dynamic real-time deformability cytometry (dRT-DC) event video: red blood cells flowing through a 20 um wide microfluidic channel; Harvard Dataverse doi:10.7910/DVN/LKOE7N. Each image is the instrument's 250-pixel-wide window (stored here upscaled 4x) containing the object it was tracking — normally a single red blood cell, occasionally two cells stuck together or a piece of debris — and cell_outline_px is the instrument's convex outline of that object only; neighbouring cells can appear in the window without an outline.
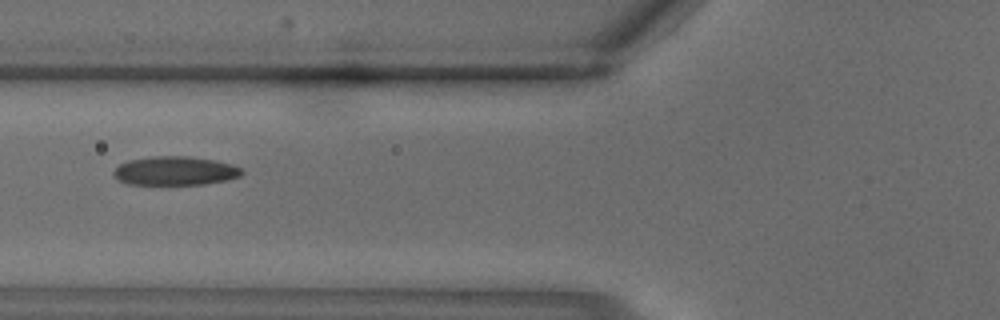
{"species": "common noctule bat (a hibernating species)", "species_latin": "Nyctalus noctula", "temperature_condition": "warm", "stored_images_in_passage": 3, "camera_frame_rate_fps": 3000, "um_per_image_px": 0.085, "animal": {"sex": "male", "body_mass_g": 18.8}, "frame": {"image": 1, "passage_image": 3, "time_ms": 0.667, "image_size_px": [1000, 320], "cell_outline_px": [[244, 172], [240, 176], [228, 180], [204, 184], [128, 184], [120, 180], [112, 172], [120, 164], [128, 160], [152, 156], [188, 156], [216, 160], [232, 164], [240, 168]], "centroid_in_image_um": [14.92, 14.51], "position_along_channel_um": 110.9, "area_um2": 21.5}}